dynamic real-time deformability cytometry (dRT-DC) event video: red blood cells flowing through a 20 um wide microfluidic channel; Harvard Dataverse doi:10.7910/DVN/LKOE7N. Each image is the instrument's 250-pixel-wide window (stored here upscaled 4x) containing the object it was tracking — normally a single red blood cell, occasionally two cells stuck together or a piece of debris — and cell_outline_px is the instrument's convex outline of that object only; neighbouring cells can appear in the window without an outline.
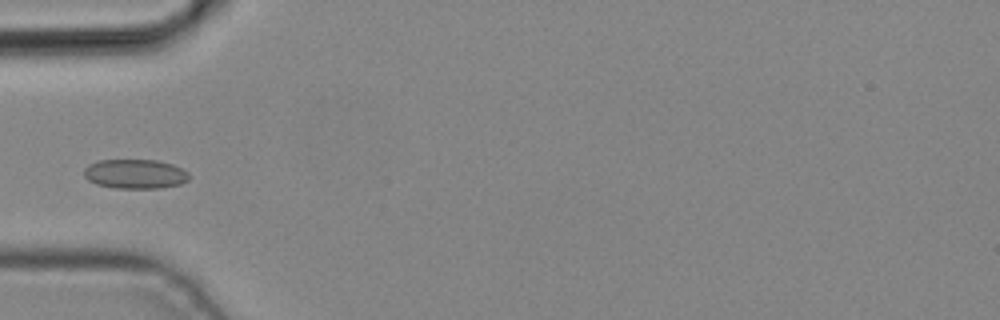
{"species": "common noctule bat (a hibernating species)", "species_latin": "Nyctalus noctula", "temperature_condition": "cold", "stored_images_in_passage": 4, "camera_frame_rate_fps": 3000, "um_per_image_px": 0.085, "animal": {"sex": "male", "body_mass_g": 19.2, "forearm_length_mm": 51.8}, "frame": {"image": 1, "passage_image": 4, "time_ms": 1.0, "image_size_px": [1000, 320], "cell_outline_px": [[188, 180], [180, 184], [160, 188], [116, 188], [96, 184], [88, 180], [84, 176], [84, 168], [88, 164], [100, 160], [156, 160], [172, 164], [188, 172]], "centroid_in_image_um": [11.46, 14.78], "position_along_channel_um": 73.5, "area_um2": 17.98}}